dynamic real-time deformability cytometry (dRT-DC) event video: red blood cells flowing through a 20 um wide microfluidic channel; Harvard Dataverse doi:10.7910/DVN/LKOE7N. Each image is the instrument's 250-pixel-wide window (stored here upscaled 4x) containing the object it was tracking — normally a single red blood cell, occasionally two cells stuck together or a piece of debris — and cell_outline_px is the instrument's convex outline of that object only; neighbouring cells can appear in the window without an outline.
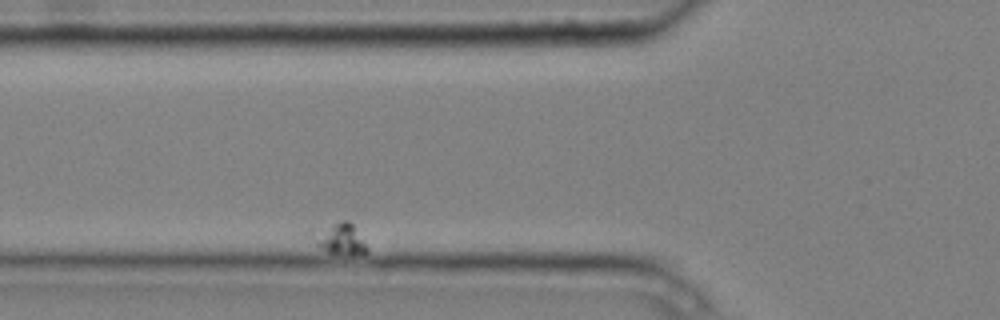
{"species": "common noctule bat (a hibernating species)", "species_latin": "Nyctalus noctula", "temperature_condition": "cold", "stored_images_in_passage": 5, "camera_frame_rate_fps": 3000, "um_per_image_px": 0.085, "animal": {"sex": "male", "body_mass_g": 20.4}, "frame": {"image": 1, "passage_image": 2, "time_ms": 0.333, "image_size_px": [1000, 320], "cell_outline_px": [[368, 252], [364, 256], [352, 256], [328, 252], [316, 244], [308, 236], [308, 232], [312, 228], [344, 220], [348, 220], [352, 224], [368, 248]], "centroid_in_image_um": [28.83, 20.31], "position_along_channel_um": 97.0, "area_um2": 10.46}}
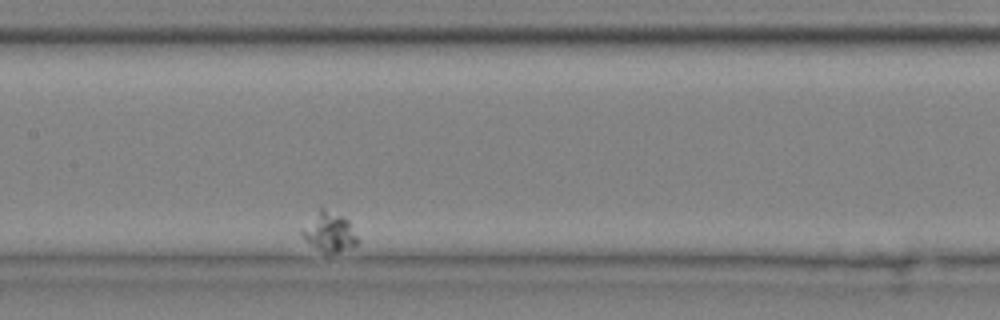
{"frame": {"image": 2, "passage_image": 5, "time_ms": 1.333, "image_size_px": [1000, 320], "cell_outline_px": [[360, 240], [356, 244], [336, 252], [324, 252], [308, 244], [300, 232], [300, 228], [320, 208], [324, 208], [344, 216], [348, 220]], "centroid_in_image_um": [27.96, 19.69], "position_along_channel_um": 179.4, "area_um2": 12.72}}